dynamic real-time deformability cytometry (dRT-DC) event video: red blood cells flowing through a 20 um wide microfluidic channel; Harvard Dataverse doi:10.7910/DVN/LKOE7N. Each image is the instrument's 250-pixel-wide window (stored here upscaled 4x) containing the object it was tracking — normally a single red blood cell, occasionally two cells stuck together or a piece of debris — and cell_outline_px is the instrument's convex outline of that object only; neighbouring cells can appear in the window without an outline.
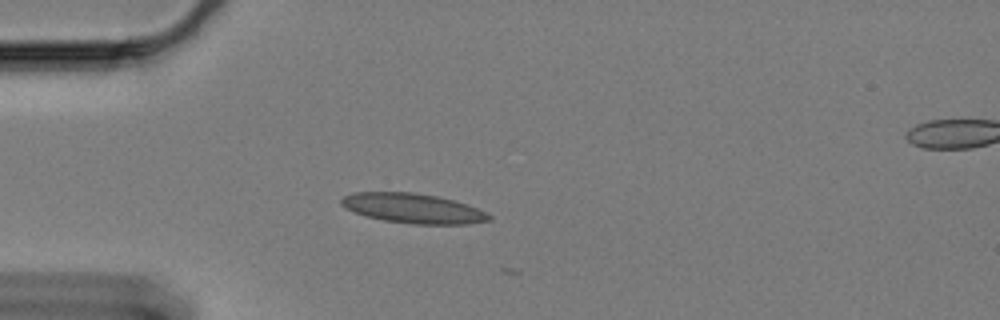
{"species": "Egyptian fruit bat (a non-hibernating species)", "species_latin": "Rousettus aegyptiacus", "temperature_condition": "cold", "stored_images_in_passage": 2, "camera_frame_rate_fps": 3000, "um_per_image_px": 0.085, "animal": {"sex": "female"}, "frame": {"image": 1, "passage_image": 1, "time_ms": 0.0, "image_size_px": [1000, 320], "cell_outline_px": [[492, 220], [468, 224], [412, 224], [384, 220], [368, 216], [344, 208], [340, 204], [340, 200], [344, 196], [356, 192], [412, 192], [436, 196], [468, 204], [488, 212], [492, 216]], "centroid_in_image_um": [35.15, 17.71], "position_along_channel_um": 49.9, "area_um2": 25.61}}